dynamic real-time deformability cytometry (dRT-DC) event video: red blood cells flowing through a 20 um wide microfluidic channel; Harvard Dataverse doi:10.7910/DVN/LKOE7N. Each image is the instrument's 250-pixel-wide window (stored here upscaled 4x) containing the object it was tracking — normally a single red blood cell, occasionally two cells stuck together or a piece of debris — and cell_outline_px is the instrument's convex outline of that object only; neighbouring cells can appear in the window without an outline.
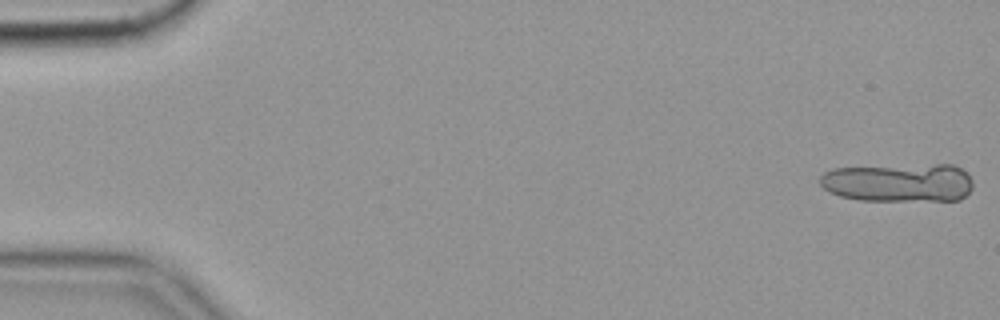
{"species": "common noctule bat (a hibernating species)", "species_latin": "Nyctalus noctula", "temperature_condition": "cold", "stored_images_in_passage": 13, "camera_frame_rate_fps": 3000, "um_per_image_px": 0.085, "animal": {"sex": "female", "body_mass_g": 19.9}, "frame": {"image": 1, "passage_image": 1, "time_ms": 0.0, "image_size_px": [1000, 320], "cell_outline_px": [[972, 188], [960, 200], [860, 200], [840, 196], [828, 192], [820, 184], [820, 176], [824, 172], [836, 168], [936, 164], [952, 164], [960, 168], [972, 180]], "centroid_in_image_um": [76.37, 15.52], "position_along_channel_um": 8.6, "area_um2": 34.28}}